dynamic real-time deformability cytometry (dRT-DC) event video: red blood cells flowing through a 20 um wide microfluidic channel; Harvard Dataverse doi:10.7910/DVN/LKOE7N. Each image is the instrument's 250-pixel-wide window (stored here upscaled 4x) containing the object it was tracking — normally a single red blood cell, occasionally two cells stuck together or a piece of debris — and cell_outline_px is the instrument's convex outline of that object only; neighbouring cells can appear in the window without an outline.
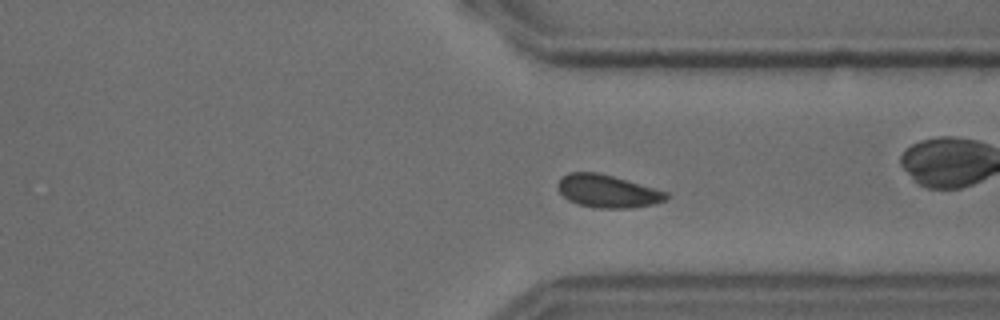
{"species": "common noctule bat (a hibernating species)", "species_latin": "Nyctalus noctula", "temperature_condition": "cold", "stored_images_in_passage": 48, "camera_frame_rate_fps": 3000, "um_per_image_px": 0.085, "animal": {"sex": "male", "body_mass_g": 18.8}, "frame": {"image": 1, "passage_image": 35, "time_ms": 11.333, "image_size_px": [1000, 320], "cell_outline_px": [[668, 196], [664, 200], [656, 204], [632, 208], [596, 208], [576, 204], [568, 200], [556, 188], [556, 184], [568, 172], [596, 172], [612, 176], [668, 192]], "centroid_in_image_um": [51.62, 16.26], "position_along_channel_um": 359.8, "area_um2": 20.69}}